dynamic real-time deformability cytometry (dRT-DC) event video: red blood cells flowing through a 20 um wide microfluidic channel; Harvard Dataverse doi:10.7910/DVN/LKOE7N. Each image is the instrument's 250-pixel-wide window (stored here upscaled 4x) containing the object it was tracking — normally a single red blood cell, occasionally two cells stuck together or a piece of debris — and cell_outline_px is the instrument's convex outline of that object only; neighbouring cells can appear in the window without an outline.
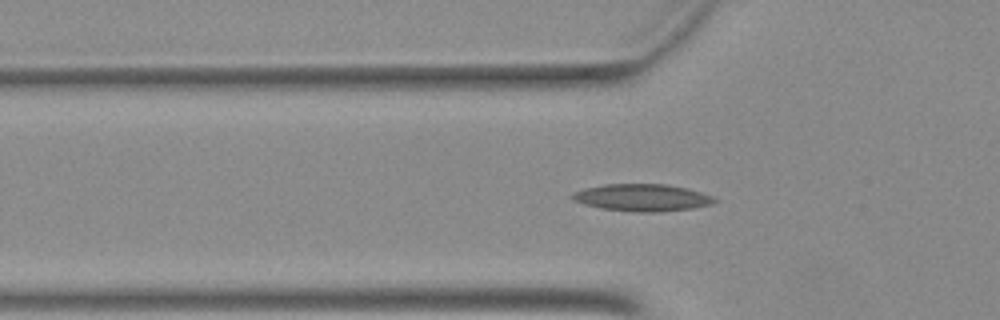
{"species": "Egyptian fruit bat (a non-hibernating species)", "species_latin": "Rousettus aegyptiacus", "temperature_condition": "warm", "stored_images_in_passage": 44, "camera_frame_rate_fps": 3000, "um_per_image_px": 0.085, "animal": {"sex": "female"}, "frame": {"image": 1, "passage_image": 16, "time_ms": 5.0, "image_size_px": [1000, 320], "cell_outline_px": [[716, 200], [712, 204], [692, 208], [656, 212], [636, 212], [600, 208], [584, 204], [576, 200], [572, 196], [572, 192], [584, 188], [604, 184], [668, 184], [688, 188], [712, 196]], "centroid_in_image_um": [54.58, 16.79], "position_along_channel_um": 71.2, "area_um2": 22.37}}
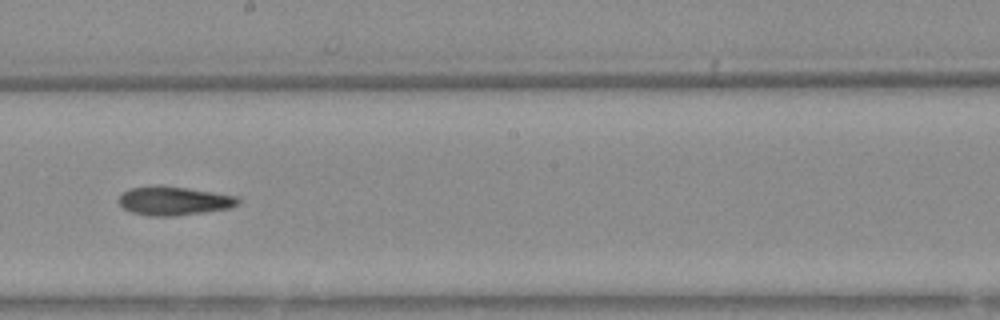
{"frame": {"image": 2, "passage_image": 28, "time_ms": 9.0, "image_size_px": [1000, 320], "cell_outline_px": [[240, 204], [228, 208], [204, 212], [172, 216], [152, 216], [132, 212], [124, 208], [120, 204], [120, 196], [124, 192], [132, 188], [184, 188], [236, 196], [240, 200]], "centroid_in_image_um": [14.83, 17.12], "position_along_channel_um": 233.4, "area_um2": 18.9}}
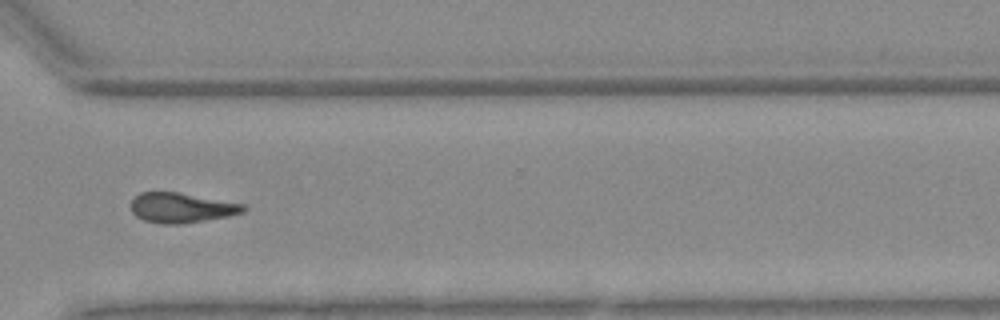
{"frame": {"image": 3, "passage_image": 37, "time_ms": 12.0, "image_size_px": [1000, 320], "cell_outline_px": [[248, 208], [244, 212], [228, 216], [180, 224], [164, 224], [144, 220], [136, 216], [132, 212], [132, 200], [140, 192], [180, 192], [244, 204]], "centroid_in_image_um": [15.44, 17.65], "position_along_channel_um": 355.2, "area_um2": 19.54}}